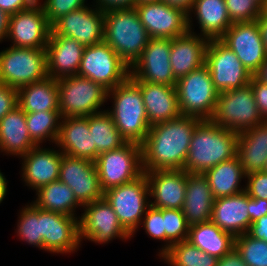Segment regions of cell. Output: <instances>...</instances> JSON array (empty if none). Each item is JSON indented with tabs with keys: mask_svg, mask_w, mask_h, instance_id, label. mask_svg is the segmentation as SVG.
Wrapping results in <instances>:
<instances>
[{
	"mask_svg": "<svg viewBox=\"0 0 267 266\" xmlns=\"http://www.w3.org/2000/svg\"><path fill=\"white\" fill-rule=\"evenodd\" d=\"M202 120L183 116L151 125L141 144L144 172L183 170L192 134Z\"/></svg>",
	"mask_w": 267,
	"mask_h": 266,
	"instance_id": "6da1fadb",
	"label": "cell"
},
{
	"mask_svg": "<svg viewBox=\"0 0 267 266\" xmlns=\"http://www.w3.org/2000/svg\"><path fill=\"white\" fill-rule=\"evenodd\" d=\"M238 133L202 120L194 129L183 170L203 174L237 155Z\"/></svg>",
	"mask_w": 267,
	"mask_h": 266,
	"instance_id": "7a4b0ae2",
	"label": "cell"
},
{
	"mask_svg": "<svg viewBox=\"0 0 267 266\" xmlns=\"http://www.w3.org/2000/svg\"><path fill=\"white\" fill-rule=\"evenodd\" d=\"M150 36L135 8L104 12V41L129 68L140 58Z\"/></svg>",
	"mask_w": 267,
	"mask_h": 266,
	"instance_id": "3957f363",
	"label": "cell"
},
{
	"mask_svg": "<svg viewBox=\"0 0 267 266\" xmlns=\"http://www.w3.org/2000/svg\"><path fill=\"white\" fill-rule=\"evenodd\" d=\"M113 98L111 115L116 128L126 142L142 144L150 129L140 86L129 76L115 88L108 90Z\"/></svg>",
	"mask_w": 267,
	"mask_h": 266,
	"instance_id": "277c9868",
	"label": "cell"
},
{
	"mask_svg": "<svg viewBox=\"0 0 267 266\" xmlns=\"http://www.w3.org/2000/svg\"><path fill=\"white\" fill-rule=\"evenodd\" d=\"M178 105L183 116L211 120L217 105L219 92L212 82L206 64L177 80Z\"/></svg>",
	"mask_w": 267,
	"mask_h": 266,
	"instance_id": "5b68a950",
	"label": "cell"
},
{
	"mask_svg": "<svg viewBox=\"0 0 267 266\" xmlns=\"http://www.w3.org/2000/svg\"><path fill=\"white\" fill-rule=\"evenodd\" d=\"M211 121L236 133L243 132L265 121L255 102L250 84L218 94Z\"/></svg>",
	"mask_w": 267,
	"mask_h": 266,
	"instance_id": "8992f818",
	"label": "cell"
},
{
	"mask_svg": "<svg viewBox=\"0 0 267 266\" xmlns=\"http://www.w3.org/2000/svg\"><path fill=\"white\" fill-rule=\"evenodd\" d=\"M59 112L64 117H87L99 113L108 90L89 78L74 75L58 79Z\"/></svg>",
	"mask_w": 267,
	"mask_h": 266,
	"instance_id": "52a82bcc",
	"label": "cell"
},
{
	"mask_svg": "<svg viewBox=\"0 0 267 266\" xmlns=\"http://www.w3.org/2000/svg\"><path fill=\"white\" fill-rule=\"evenodd\" d=\"M95 165L103 192L130 183L144 174L142 146L126 142L117 149L100 153Z\"/></svg>",
	"mask_w": 267,
	"mask_h": 266,
	"instance_id": "ba28073f",
	"label": "cell"
},
{
	"mask_svg": "<svg viewBox=\"0 0 267 266\" xmlns=\"http://www.w3.org/2000/svg\"><path fill=\"white\" fill-rule=\"evenodd\" d=\"M46 77V49L11 46L0 52V82L19 89Z\"/></svg>",
	"mask_w": 267,
	"mask_h": 266,
	"instance_id": "9c48e42d",
	"label": "cell"
},
{
	"mask_svg": "<svg viewBox=\"0 0 267 266\" xmlns=\"http://www.w3.org/2000/svg\"><path fill=\"white\" fill-rule=\"evenodd\" d=\"M149 186L145 173L136 180L113 187L103 198L113 208L121 225L133 236L150 206Z\"/></svg>",
	"mask_w": 267,
	"mask_h": 266,
	"instance_id": "30bf717a",
	"label": "cell"
},
{
	"mask_svg": "<svg viewBox=\"0 0 267 266\" xmlns=\"http://www.w3.org/2000/svg\"><path fill=\"white\" fill-rule=\"evenodd\" d=\"M79 76L86 77L111 90L130 76V68L105 42L85 47Z\"/></svg>",
	"mask_w": 267,
	"mask_h": 266,
	"instance_id": "8fae6325",
	"label": "cell"
},
{
	"mask_svg": "<svg viewBox=\"0 0 267 266\" xmlns=\"http://www.w3.org/2000/svg\"><path fill=\"white\" fill-rule=\"evenodd\" d=\"M205 64L210 70L212 82L219 93L250 84L252 74L221 40H209Z\"/></svg>",
	"mask_w": 267,
	"mask_h": 266,
	"instance_id": "7c38bea8",
	"label": "cell"
},
{
	"mask_svg": "<svg viewBox=\"0 0 267 266\" xmlns=\"http://www.w3.org/2000/svg\"><path fill=\"white\" fill-rule=\"evenodd\" d=\"M84 213L79 217V240L83 238L104 244L114 238L126 240L132 235L121 225L113 208L103 198L83 205Z\"/></svg>",
	"mask_w": 267,
	"mask_h": 266,
	"instance_id": "4fadbf2b",
	"label": "cell"
},
{
	"mask_svg": "<svg viewBox=\"0 0 267 266\" xmlns=\"http://www.w3.org/2000/svg\"><path fill=\"white\" fill-rule=\"evenodd\" d=\"M172 39L150 38L140 58L130 68V77L154 84L176 86L172 74L170 51Z\"/></svg>",
	"mask_w": 267,
	"mask_h": 266,
	"instance_id": "5bb4252c",
	"label": "cell"
},
{
	"mask_svg": "<svg viewBox=\"0 0 267 266\" xmlns=\"http://www.w3.org/2000/svg\"><path fill=\"white\" fill-rule=\"evenodd\" d=\"M51 25L39 3L9 16L8 40L13 47L46 49Z\"/></svg>",
	"mask_w": 267,
	"mask_h": 266,
	"instance_id": "9a60e30c",
	"label": "cell"
},
{
	"mask_svg": "<svg viewBox=\"0 0 267 266\" xmlns=\"http://www.w3.org/2000/svg\"><path fill=\"white\" fill-rule=\"evenodd\" d=\"M50 35L73 38L84 47L104 41V12L88 6L61 16L51 25Z\"/></svg>",
	"mask_w": 267,
	"mask_h": 266,
	"instance_id": "2e32d148",
	"label": "cell"
},
{
	"mask_svg": "<svg viewBox=\"0 0 267 266\" xmlns=\"http://www.w3.org/2000/svg\"><path fill=\"white\" fill-rule=\"evenodd\" d=\"M58 180L73 191L82 206L103 199L95 162L64 154Z\"/></svg>",
	"mask_w": 267,
	"mask_h": 266,
	"instance_id": "e0dca14e",
	"label": "cell"
},
{
	"mask_svg": "<svg viewBox=\"0 0 267 266\" xmlns=\"http://www.w3.org/2000/svg\"><path fill=\"white\" fill-rule=\"evenodd\" d=\"M135 9L150 38L173 39L189 31L188 13L181 8L160 1L137 4Z\"/></svg>",
	"mask_w": 267,
	"mask_h": 266,
	"instance_id": "ac0fdd59",
	"label": "cell"
},
{
	"mask_svg": "<svg viewBox=\"0 0 267 266\" xmlns=\"http://www.w3.org/2000/svg\"><path fill=\"white\" fill-rule=\"evenodd\" d=\"M252 75L267 58L257 21L235 22L220 39Z\"/></svg>",
	"mask_w": 267,
	"mask_h": 266,
	"instance_id": "d6986e66",
	"label": "cell"
},
{
	"mask_svg": "<svg viewBox=\"0 0 267 266\" xmlns=\"http://www.w3.org/2000/svg\"><path fill=\"white\" fill-rule=\"evenodd\" d=\"M77 218L40 209L43 250L61 254L74 252L81 245Z\"/></svg>",
	"mask_w": 267,
	"mask_h": 266,
	"instance_id": "ffe728a7",
	"label": "cell"
},
{
	"mask_svg": "<svg viewBox=\"0 0 267 266\" xmlns=\"http://www.w3.org/2000/svg\"><path fill=\"white\" fill-rule=\"evenodd\" d=\"M148 181L150 206L158 209L182 210L188 173L185 170L144 172Z\"/></svg>",
	"mask_w": 267,
	"mask_h": 266,
	"instance_id": "44dd1931",
	"label": "cell"
},
{
	"mask_svg": "<svg viewBox=\"0 0 267 266\" xmlns=\"http://www.w3.org/2000/svg\"><path fill=\"white\" fill-rule=\"evenodd\" d=\"M85 47L73 38L49 35L46 45L47 76L60 79L78 74Z\"/></svg>",
	"mask_w": 267,
	"mask_h": 266,
	"instance_id": "7402d4cb",
	"label": "cell"
},
{
	"mask_svg": "<svg viewBox=\"0 0 267 266\" xmlns=\"http://www.w3.org/2000/svg\"><path fill=\"white\" fill-rule=\"evenodd\" d=\"M63 155L60 150L44 149L40 146L32 148L21 156L23 181L36 191L44 185L57 181Z\"/></svg>",
	"mask_w": 267,
	"mask_h": 266,
	"instance_id": "603a6c76",
	"label": "cell"
},
{
	"mask_svg": "<svg viewBox=\"0 0 267 266\" xmlns=\"http://www.w3.org/2000/svg\"><path fill=\"white\" fill-rule=\"evenodd\" d=\"M56 145L63 154L81 159L96 160V145L89 131V116L61 118Z\"/></svg>",
	"mask_w": 267,
	"mask_h": 266,
	"instance_id": "cb8c5ba5",
	"label": "cell"
},
{
	"mask_svg": "<svg viewBox=\"0 0 267 266\" xmlns=\"http://www.w3.org/2000/svg\"><path fill=\"white\" fill-rule=\"evenodd\" d=\"M134 81L140 86L150 126L182 115L178 105L176 86Z\"/></svg>",
	"mask_w": 267,
	"mask_h": 266,
	"instance_id": "d4e9b609",
	"label": "cell"
},
{
	"mask_svg": "<svg viewBox=\"0 0 267 266\" xmlns=\"http://www.w3.org/2000/svg\"><path fill=\"white\" fill-rule=\"evenodd\" d=\"M208 43V39L196 35L192 30L172 39L170 63L176 80L205 64Z\"/></svg>",
	"mask_w": 267,
	"mask_h": 266,
	"instance_id": "484cf974",
	"label": "cell"
},
{
	"mask_svg": "<svg viewBox=\"0 0 267 266\" xmlns=\"http://www.w3.org/2000/svg\"><path fill=\"white\" fill-rule=\"evenodd\" d=\"M211 221L222 231L234 237L248 233L251 220L248 213V195L245 191L214 200Z\"/></svg>",
	"mask_w": 267,
	"mask_h": 266,
	"instance_id": "4316f807",
	"label": "cell"
},
{
	"mask_svg": "<svg viewBox=\"0 0 267 266\" xmlns=\"http://www.w3.org/2000/svg\"><path fill=\"white\" fill-rule=\"evenodd\" d=\"M214 197L204 174L188 173L183 215L189 225L211 221Z\"/></svg>",
	"mask_w": 267,
	"mask_h": 266,
	"instance_id": "83f0119b",
	"label": "cell"
},
{
	"mask_svg": "<svg viewBox=\"0 0 267 266\" xmlns=\"http://www.w3.org/2000/svg\"><path fill=\"white\" fill-rule=\"evenodd\" d=\"M191 12L197 15L196 19L201 30L200 36L208 40H220L233 24L224 0H195L188 13L189 31L192 29Z\"/></svg>",
	"mask_w": 267,
	"mask_h": 266,
	"instance_id": "f1b7e54d",
	"label": "cell"
},
{
	"mask_svg": "<svg viewBox=\"0 0 267 266\" xmlns=\"http://www.w3.org/2000/svg\"><path fill=\"white\" fill-rule=\"evenodd\" d=\"M236 156L246 174L263 171L267 160V121L238 133Z\"/></svg>",
	"mask_w": 267,
	"mask_h": 266,
	"instance_id": "f546056e",
	"label": "cell"
},
{
	"mask_svg": "<svg viewBox=\"0 0 267 266\" xmlns=\"http://www.w3.org/2000/svg\"><path fill=\"white\" fill-rule=\"evenodd\" d=\"M36 146L30 138L25 112L19 106L0 120L1 152L21 157Z\"/></svg>",
	"mask_w": 267,
	"mask_h": 266,
	"instance_id": "4dcf8cb0",
	"label": "cell"
},
{
	"mask_svg": "<svg viewBox=\"0 0 267 266\" xmlns=\"http://www.w3.org/2000/svg\"><path fill=\"white\" fill-rule=\"evenodd\" d=\"M58 80L46 77L44 80L17 89L18 106L25 113L59 111Z\"/></svg>",
	"mask_w": 267,
	"mask_h": 266,
	"instance_id": "1f68e13d",
	"label": "cell"
},
{
	"mask_svg": "<svg viewBox=\"0 0 267 266\" xmlns=\"http://www.w3.org/2000/svg\"><path fill=\"white\" fill-rule=\"evenodd\" d=\"M187 241L217 258H221L235 248V237L222 231L212 221L190 225Z\"/></svg>",
	"mask_w": 267,
	"mask_h": 266,
	"instance_id": "d6a6232c",
	"label": "cell"
},
{
	"mask_svg": "<svg viewBox=\"0 0 267 266\" xmlns=\"http://www.w3.org/2000/svg\"><path fill=\"white\" fill-rule=\"evenodd\" d=\"M207 178L214 199L233 196L245 191L240 188L241 179L246 177L239 158L236 156L221 162L203 173Z\"/></svg>",
	"mask_w": 267,
	"mask_h": 266,
	"instance_id": "836d02e7",
	"label": "cell"
},
{
	"mask_svg": "<svg viewBox=\"0 0 267 266\" xmlns=\"http://www.w3.org/2000/svg\"><path fill=\"white\" fill-rule=\"evenodd\" d=\"M33 202L42 210L75 217L76 207H83L75 198L73 191L63 182L57 180L40 187Z\"/></svg>",
	"mask_w": 267,
	"mask_h": 266,
	"instance_id": "e575fe53",
	"label": "cell"
},
{
	"mask_svg": "<svg viewBox=\"0 0 267 266\" xmlns=\"http://www.w3.org/2000/svg\"><path fill=\"white\" fill-rule=\"evenodd\" d=\"M89 131L93 145H96V159L100 153L117 149L126 143L108 110L89 115Z\"/></svg>",
	"mask_w": 267,
	"mask_h": 266,
	"instance_id": "d590c367",
	"label": "cell"
},
{
	"mask_svg": "<svg viewBox=\"0 0 267 266\" xmlns=\"http://www.w3.org/2000/svg\"><path fill=\"white\" fill-rule=\"evenodd\" d=\"M25 117L30 138L37 146L46 139L56 143L62 118L59 111L25 113Z\"/></svg>",
	"mask_w": 267,
	"mask_h": 266,
	"instance_id": "8d00e7d4",
	"label": "cell"
},
{
	"mask_svg": "<svg viewBox=\"0 0 267 266\" xmlns=\"http://www.w3.org/2000/svg\"><path fill=\"white\" fill-rule=\"evenodd\" d=\"M170 266H216L218 258L209 255L189 241L174 243L162 256Z\"/></svg>",
	"mask_w": 267,
	"mask_h": 266,
	"instance_id": "74e56055",
	"label": "cell"
},
{
	"mask_svg": "<svg viewBox=\"0 0 267 266\" xmlns=\"http://www.w3.org/2000/svg\"><path fill=\"white\" fill-rule=\"evenodd\" d=\"M17 227L16 232L20 240L22 239V241H26V243L43 250L40 208L33 203L22 208Z\"/></svg>",
	"mask_w": 267,
	"mask_h": 266,
	"instance_id": "f35d334b",
	"label": "cell"
},
{
	"mask_svg": "<svg viewBox=\"0 0 267 266\" xmlns=\"http://www.w3.org/2000/svg\"><path fill=\"white\" fill-rule=\"evenodd\" d=\"M163 218L166 232V244L159 252L161 256L174 243L187 240L190 227L180 209H163Z\"/></svg>",
	"mask_w": 267,
	"mask_h": 266,
	"instance_id": "ab89813d",
	"label": "cell"
},
{
	"mask_svg": "<svg viewBox=\"0 0 267 266\" xmlns=\"http://www.w3.org/2000/svg\"><path fill=\"white\" fill-rule=\"evenodd\" d=\"M235 249L247 266H267V242L248 233L235 237Z\"/></svg>",
	"mask_w": 267,
	"mask_h": 266,
	"instance_id": "60d3db41",
	"label": "cell"
},
{
	"mask_svg": "<svg viewBox=\"0 0 267 266\" xmlns=\"http://www.w3.org/2000/svg\"><path fill=\"white\" fill-rule=\"evenodd\" d=\"M232 23L255 21L262 6L256 0H224Z\"/></svg>",
	"mask_w": 267,
	"mask_h": 266,
	"instance_id": "b9f144b4",
	"label": "cell"
},
{
	"mask_svg": "<svg viewBox=\"0 0 267 266\" xmlns=\"http://www.w3.org/2000/svg\"><path fill=\"white\" fill-rule=\"evenodd\" d=\"M85 6V0H45L42 4L46 19L50 25L61 16Z\"/></svg>",
	"mask_w": 267,
	"mask_h": 266,
	"instance_id": "7bdbcfd3",
	"label": "cell"
},
{
	"mask_svg": "<svg viewBox=\"0 0 267 266\" xmlns=\"http://www.w3.org/2000/svg\"><path fill=\"white\" fill-rule=\"evenodd\" d=\"M141 224H143L145 232L150 235L151 238L166 242L163 209L149 206L142 218L140 225Z\"/></svg>",
	"mask_w": 267,
	"mask_h": 266,
	"instance_id": "ee69618b",
	"label": "cell"
},
{
	"mask_svg": "<svg viewBox=\"0 0 267 266\" xmlns=\"http://www.w3.org/2000/svg\"><path fill=\"white\" fill-rule=\"evenodd\" d=\"M245 192L250 198L267 200V173L263 171L246 174Z\"/></svg>",
	"mask_w": 267,
	"mask_h": 266,
	"instance_id": "f6af8a7d",
	"label": "cell"
},
{
	"mask_svg": "<svg viewBox=\"0 0 267 266\" xmlns=\"http://www.w3.org/2000/svg\"><path fill=\"white\" fill-rule=\"evenodd\" d=\"M17 106V89L0 82V120Z\"/></svg>",
	"mask_w": 267,
	"mask_h": 266,
	"instance_id": "bcb514c9",
	"label": "cell"
},
{
	"mask_svg": "<svg viewBox=\"0 0 267 266\" xmlns=\"http://www.w3.org/2000/svg\"><path fill=\"white\" fill-rule=\"evenodd\" d=\"M255 102L263 119L267 121V84L257 81L253 76L250 81Z\"/></svg>",
	"mask_w": 267,
	"mask_h": 266,
	"instance_id": "7dc6e473",
	"label": "cell"
},
{
	"mask_svg": "<svg viewBox=\"0 0 267 266\" xmlns=\"http://www.w3.org/2000/svg\"><path fill=\"white\" fill-rule=\"evenodd\" d=\"M38 0H0V9L9 16L32 7Z\"/></svg>",
	"mask_w": 267,
	"mask_h": 266,
	"instance_id": "c3c4849f",
	"label": "cell"
},
{
	"mask_svg": "<svg viewBox=\"0 0 267 266\" xmlns=\"http://www.w3.org/2000/svg\"><path fill=\"white\" fill-rule=\"evenodd\" d=\"M248 213L252 223L262 216L267 215V200L250 198L248 196Z\"/></svg>",
	"mask_w": 267,
	"mask_h": 266,
	"instance_id": "681fc988",
	"label": "cell"
},
{
	"mask_svg": "<svg viewBox=\"0 0 267 266\" xmlns=\"http://www.w3.org/2000/svg\"><path fill=\"white\" fill-rule=\"evenodd\" d=\"M135 6L136 0H96V5L94 7L105 12L114 9L135 8Z\"/></svg>",
	"mask_w": 267,
	"mask_h": 266,
	"instance_id": "f907efd6",
	"label": "cell"
},
{
	"mask_svg": "<svg viewBox=\"0 0 267 266\" xmlns=\"http://www.w3.org/2000/svg\"><path fill=\"white\" fill-rule=\"evenodd\" d=\"M248 234L255 239L267 242V215L251 223Z\"/></svg>",
	"mask_w": 267,
	"mask_h": 266,
	"instance_id": "816d5d0a",
	"label": "cell"
},
{
	"mask_svg": "<svg viewBox=\"0 0 267 266\" xmlns=\"http://www.w3.org/2000/svg\"><path fill=\"white\" fill-rule=\"evenodd\" d=\"M216 266H247V265L241 258L240 254L234 248L228 254H225L221 258H218Z\"/></svg>",
	"mask_w": 267,
	"mask_h": 266,
	"instance_id": "f5cc1de1",
	"label": "cell"
},
{
	"mask_svg": "<svg viewBox=\"0 0 267 266\" xmlns=\"http://www.w3.org/2000/svg\"><path fill=\"white\" fill-rule=\"evenodd\" d=\"M256 21L259 26V32H260V36H261L265 51L267 53V14L261 11V14L256 19Z\"/></svg>",
	"mask_w": 267,
	"mask_h": 266,
	"instance_id": "db71d44e",
	"label": "cell"
},
{
	"mask_svg": "<svg viewBox=\"0 0 267 266\" xmlns=\"http://www.w3.org/2000/svg\"><path fill=\"white\" fill-rule=\"evenodd\" d=\"M167 5L178 7L183 9L186 13H189L195 0H161Z\"/></svg>",
	"mask_w": 267,
	"mask_h": 266,
	"instance_id": "11a10c76",
	"label": "cell"
},
{
	"mask_svg": "<svg viewBox=\"0 0 267 266\" xmlns=\"http://www.w3.org/2000/svg\"><path fill=\"white\" fill-rule=\"evenodd\" d=\"M9 15L0 9V42L6 39L8 34Z\"/></svg>",
	"mask_w": 267,
	"mask_h": 266,
	"instance_id": "9f6ffc18",
	"label": "cell"
},
{
	"mask_svg": "<svg viewBox=\"0 0 267 266\" xmlns=\"http://www.w3.org/2000/svg\"><path fill=\"white\" fill-rule=\"evenodd\" d=\"M252 76L257 81L267 84V58Z\"/></svg>",
	"mask_w": 267,
	"mask_h": 266,
	"instance_id": "6f0895ef",
	"label": "cell"
},
{
	"mask_svg": "<svg viewBox=\"0 0 267 266\" xmlns=\"http://www.w3.org/2000/svg\"><path fill=\"white\" fill-rule=\"evenodd\" d=\"M7 193V181L5 176L0 172V203L3 201Z\"/></svg>",
	"mask_w": 267,
	"mask_h": 266,
	"instance_id": "680465c9",
	"label": "cell"
},
{
	"mask_svg": "<svg viewBox=\"0 0 267 266\" xmlns=\"http://www.w3.org/2000/svg\"><path fill=\"white\" fill-rule=\"evenodd\" d=\"M161 0H136L137 4H143V3H152V2H160Z\"/></svg>",
	"mask_w": 267,
	"mask_h": 266,
	"instance_id": "91938a15",
	"label": "cell"
},
{
	"mask_svg": "<svg viewBox=\"0 0 267 266\" xmlns=\"http://www.w3.org/2000/svg\"><path fill=\"white\" fill-rule=\"evenodd\" d=\"M262 11L267 14V0L265 1L264 5L262 6Z\"/></svg>",
	"mask_w": 267,
	"mask_h": 266,
	"instance_id": "94428289",
	"label": "cell"
},
{
	"mask_svg": "<svg viewBox=\"0 0 267 266\" xmlns=\"http://www.w3.org/2000/svg\"><path fill=\"white\" fill-rule=\"evenodd\" d=\"M256 1H257L261 6H263L266 0H256Z\"/></svg>",
	"mask_w": 267,
	"mask_h": 266,
	"instance_id": "6125c7cd",
	"label": "cell"
},
{
	"mask_svg": "<svg viewBox=\"0 0 267 266\" xmlns=\"http://www.w3.org/2000/svg\"><path fill=\"white\" fill-rule=\"evenodd\" d=\"M263 172H266V173H267V160H266V163H265V166H264Z\"/></svg>",
	"mask_w": 267,
	"mask_h": 266,
	"instance_id": "be15d7a7",
	"label": "cell"
}]
</instances>
